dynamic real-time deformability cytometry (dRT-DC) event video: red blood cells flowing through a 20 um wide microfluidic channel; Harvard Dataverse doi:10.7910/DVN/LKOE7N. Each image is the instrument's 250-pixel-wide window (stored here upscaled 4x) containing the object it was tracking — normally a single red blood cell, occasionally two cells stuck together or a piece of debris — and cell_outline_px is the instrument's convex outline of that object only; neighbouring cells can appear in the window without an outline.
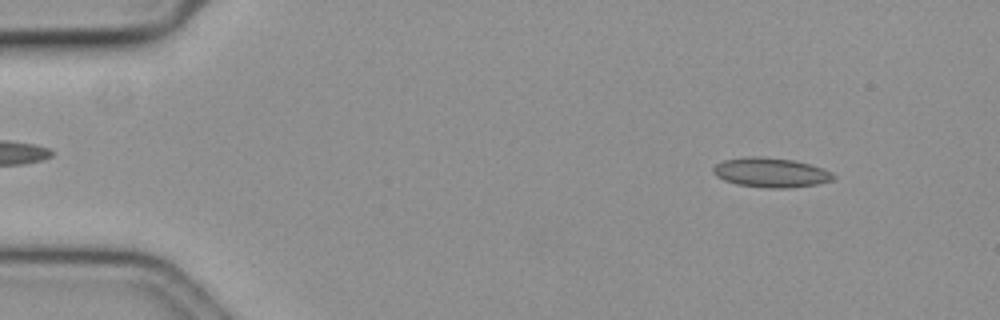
{"species": "common noctule bat (a hibernating species)", "species_latin": "Nyctalus noctula", "temperature_condition": "cold", "stored_images_in_passage": 57, "camera_frame_rate_fps": 3000, "um_per_image_px": 0.085, "animal": {"sex": "female", "body_mass_g": 19.3, "forearm_length_mm": 54.1}, "frame": {"image": 1, "passage_image": 6, "time_ms": 1.667, "image_size_px": [1000, 320], "cell_outline_px": [[836, 176], [832, 180], [816, 184], [784, 188], [768, 188], [736, 184], [724, 180], [716, 176], [712, 172], [712, 168], [716, 164], [724, 160], [752, 156], [756, 156], [796, 160], [820, 168]], "centroid_in_image_um": [65.46, 14.66], "position_along_channel_um": 19.5, "area_um2": 20.4}}
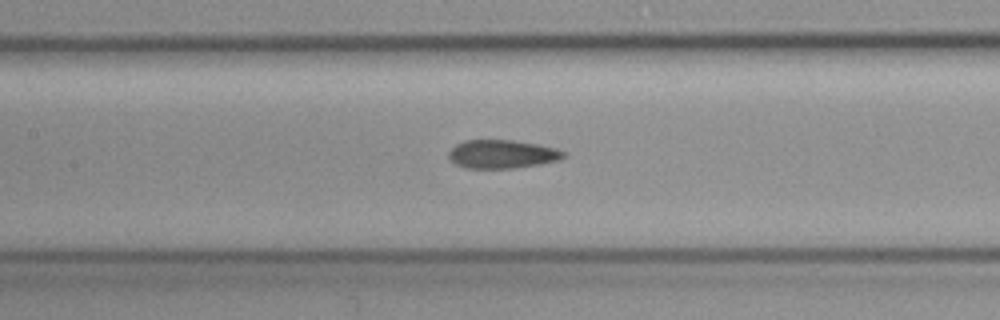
{"frame": {"image": 2, "passage_image": 26, "time_ms": 8.333, "image_size_px": [1000, 320], "cell_outline_px": [[564, 156], [560, 160], [540, 164], [516, 168], [464, 168], [456, 164], [448, 156], [448, 152], [456, 144], [464, 140], [512, 140], [536, 144], [556, 148], [564, 152]], "centroid_in_image_um": [42.66, 13.1], "position_along_channel_um": 164.7, "area_um2": 19.02}}
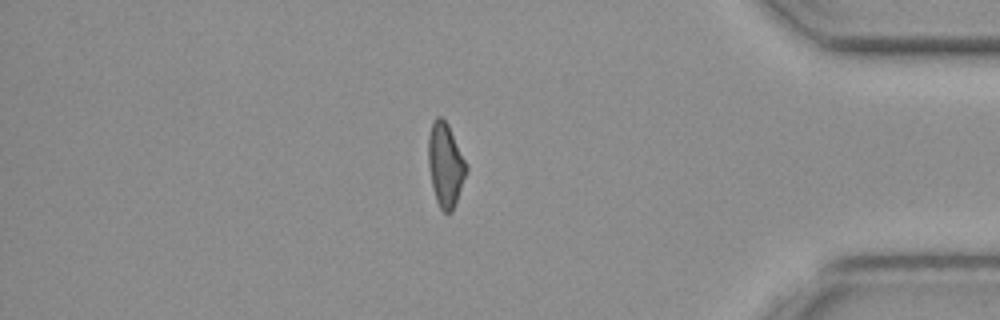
{"frame": {"image": 3, "passage_image": 48, "time_ms": 15.667, "image_size_px": [1000, 320], "cell_outline_px": [[468, 172], [456, 204], [452, 212], [444, 212], [440, 208], [436, 200], [432, 188], [428, 164], [428, 136], [432, 120], [436, 116], [440, 116], [448, 124], [468, 168]], "centroid_in_image_um": [37.85, 14.03], "position_along_channel_um": 397.3, "area_um2": 18.73}, "authors_computed_cell_mechanics": {"area_um2": 19.074, "velocity_mm_per_s": 3.6394, "shape_relaxation_time_tau1_ms": null, "shape_relaxation_time_tau2_ms": 3.2606, "deformation_change_tau1": null, "deformation_change_tau2": 0.1072}}